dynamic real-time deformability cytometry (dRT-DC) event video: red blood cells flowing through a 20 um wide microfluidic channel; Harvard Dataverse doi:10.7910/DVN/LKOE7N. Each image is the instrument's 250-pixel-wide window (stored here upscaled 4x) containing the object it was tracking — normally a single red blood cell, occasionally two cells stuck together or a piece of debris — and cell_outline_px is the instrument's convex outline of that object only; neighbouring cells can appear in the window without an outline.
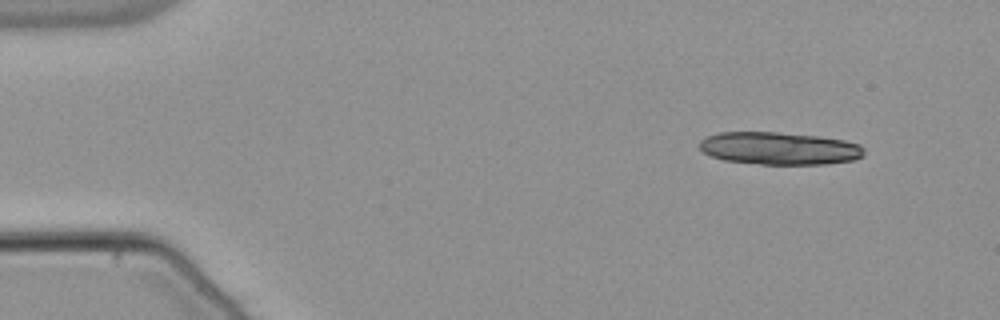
{"species": "common noctule bat (a hibernating species)", "species_latin": "Nyctalus noctula", "temperature_condition": "warm", "stored_images_in_passage": 16, "camera_frame_rate_fps": 3000, "um_per_image_px": 0.085, "animal": {"sex": "male", "body_mass_g": 21.5, "forearm_length_mm": 52.0}, "frame": {"image": 1, "passage_image": 1, "time_ms": 0.0, "image_size_px": [1000, 320], "cell_outline_px": [[864, 156], [852, 160], [828, 164], [760, 164], [724, 160], [712, 156], [704, 152], [700, 148], [700, 140], [708, 136], [720, 132], [776, 132], [816, 136], [844, 140], [860, 144], [864, 148]], "centroid_in_image_um": [66.26, 12.61], "position_along_channel_um": 18.7, "area_um2": 31.15}}
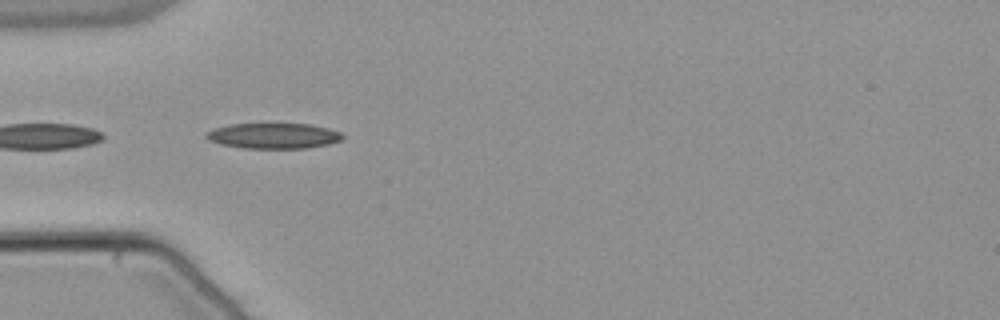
{"frame": {"image": 2, "passage_image": 13, "time_ms": 4.0, "image_size_px": [1000, 320], "cell_outline_px": [[344, 136], [340, 140], [328, 144], [308, 148], [244, 148], [220, 144], [208, 140], [204, 136], [208, 132], [216, 128], [228, 124], [312, 124], [328, 128], [340, 132]], "centroid_in_image_um": [23.25, 11.54], "position_along_channel_um": 61.8, "area_um2": 20.17}}